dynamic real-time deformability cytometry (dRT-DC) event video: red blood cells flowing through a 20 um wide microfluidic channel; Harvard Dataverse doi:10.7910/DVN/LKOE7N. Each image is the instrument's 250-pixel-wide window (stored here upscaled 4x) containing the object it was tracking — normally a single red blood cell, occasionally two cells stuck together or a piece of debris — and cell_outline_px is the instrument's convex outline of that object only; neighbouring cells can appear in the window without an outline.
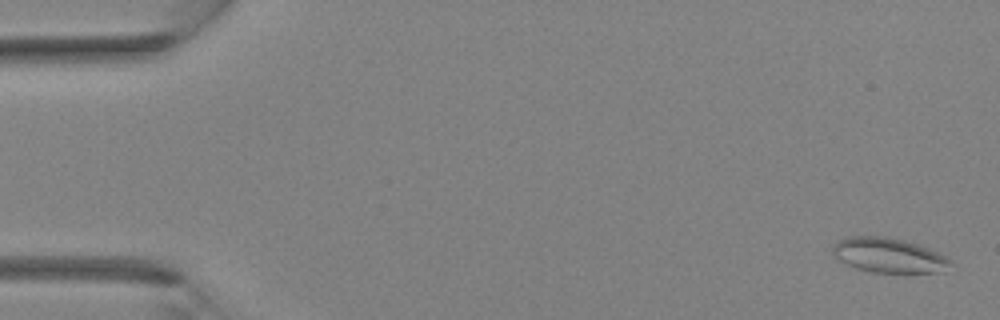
{"species": "Egyptian fruit bat (a non-hibernating species)", "species_latin": "Rousettus aegyptiacus", "temperature_condition": "room temperature", "stored_images_in_passage": 37, "camera_frame_rate_fps": 3000, "um_per_image_px": 0.085, "animal": {"sex": "female"}, "frame": {"image": 1, "passage_image": 2, "time_ms": 0.333, "image_size_px": [1000, 320], "cell_outline_px": [[948, 264], [940, 272], [872, 272], [856, 268], [832, 256], [832, 248], [840, 240], [852, 236], [884, 236], [904, 240], [940, 252], [948, 260]], "centroid_in_image_um": [75.48, 21.69], "position_along_channel_um": 9.5, "area_um2": 23.29}}
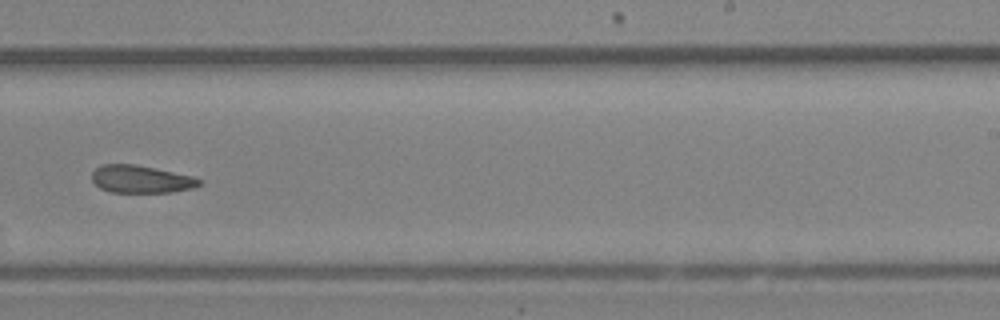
{"frame": {"image": 2, "passage_image": 24, "time_ms": 7.667, "image_size_px": [1000, 320], "cell_outline_px": [[204, 180], [200, 184], [192, 188], [172, 192], [112, 192], [100, 188], [92, 180], [92, 172], [96, 168], [104, 164], [136, 164], [192, 176]], "centroid_in_image_um": [11.99, 15.23], "position_along_channel_um": 277.0, "area_um2": 17.17}}
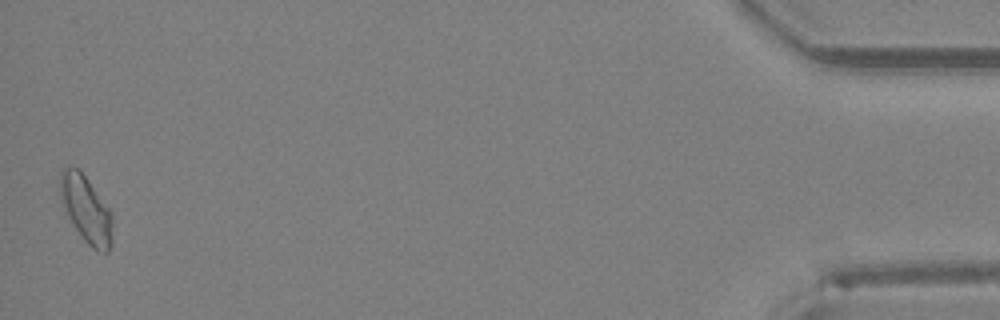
{"frame": {"image": 3, "passage_image": 37, "time_ms": 12.0, "image_size_px": [1000, 320], "cell_outline_px": [[112, 244], [108, 252], [104, 252], [92, 248], [84, 240], [60, 204], [60, 172], [64, 168], [80, 168], [108, 208], [112, 216]], "centroid_in_image_um": [7.31, 17.78], "position_along_channel_um": 427.9, "area_um2": 20.23}}